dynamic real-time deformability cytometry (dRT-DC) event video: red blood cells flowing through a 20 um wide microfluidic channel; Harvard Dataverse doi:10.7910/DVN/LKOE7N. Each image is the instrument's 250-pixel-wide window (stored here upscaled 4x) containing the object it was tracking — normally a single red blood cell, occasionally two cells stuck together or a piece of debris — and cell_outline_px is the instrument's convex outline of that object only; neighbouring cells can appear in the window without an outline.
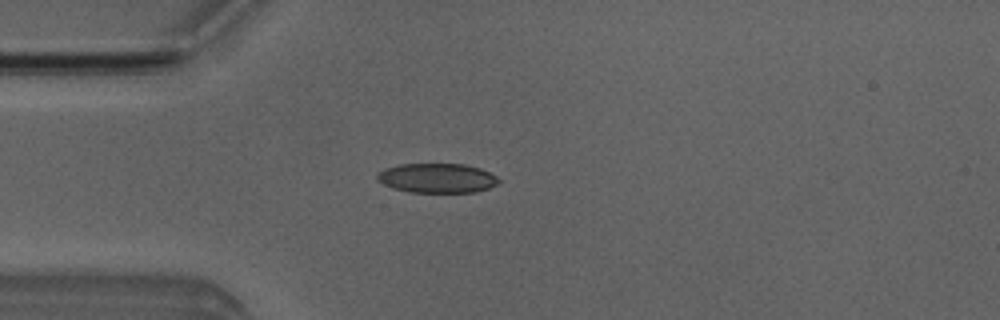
{"species": "Egyptian fruit bat (a non-hibernating species)", "species_latin": "Rousettus aegyptiacus", "temperature_condition": "room temperature", "stored_images_in_passage": 5, "camera_frame_rate_fps": 3000, "um_per_image_px": 0.085, "animal": {"sex": "male"}, "frame": {"image": 1, "passage_image": 4, "time_ms": 3.667, "image_size_px": [1000, 320], "cell_outline_px": [[500, 180], [496, 184], [488, 188], [476, 192], [408, 192], [392, 188], [376, 180], [376, 176], [384, 168], [400, 164], [464, 164], [480, 168], [496, 176]], "centroid_in_image_um": [37.13, 15.14], "position_along_channel_um": 47.9, "area_um2": 20.87}}